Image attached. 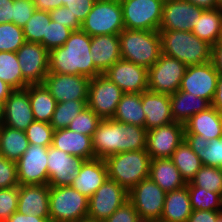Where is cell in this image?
I'll list each match as a JSON object with an SVG mask.
<instances>
[{"instance_id":"6da1fadb","label":"cell","mask_w":222,"mask_h":222,"mask_svg":"<svg viewBox=\"0 0 222 222\" xmlns=\"http://www.w3.org/2000/svg\"><path fill=\"white\" fill-rule=\"evenodd\" d=\"M147 129L132 124H124L111 119H102L92 136L95 158L107 157L146 149Z\"/></svg>"},{"instance_id":"7a4b0ae2","label":"cell","mask_w":222,"mask_h":222,"mask_svg":"<svg viewBox=\"0 0 222 222\" xmlns=\"http://www.w3.org/2000/svg\"><path fill=\"white\" fill-rule=\"evenodd\" d=\"M90 46L91 37L86 32L73 31L63 46L49 51V72L89 78L102 74L90 57Z\"/></svg>"},{"instance_id":"3957f363","label":"cell","mask_w":222,"mask_h":222,"mask_svg":"<svg viewBox=\"0 0 222 222\" xmlns=\"http://www.w3.org/2000/svg\"><path fill=\"white\" fill-rule=\"evenodd\" d=\"M161 53L183 62L186 66L212 61V45L191 31L159 30Z\"/></svg>"},{"instance_id":"277c9868","label":"cell","mask_w":222,"mask_h":222,"mask_svg":"<svg viewBox=\"0 0 222 222\" xmlns=\"http://www.w3.org/2000/svg\"><path fill=\"white\" fill-rule=\"evenodd\" d=\"M104 160L108 179L116 181L128 192L149 177L151 158L146 149L114 154Z\"/></svg>"},{"instance_id":"5b68a950","label":"cell","mask_w":222,"mask_h":222,"mask_svg":"<svg viewBox=\"0 0 222 222\" xmlns=\"http://www.w3.org/2000/svg\"><path fill=\"white\" fill-rule=\"evenodd\" d=\"M121 59L149 69L161 54L159 31L123 29L119 33Z\"/></svg>"},{"instance_id":"8992f818","label":"cell","mask_w":222,"mask_h":222,"mask_svg":"<svg viewBox=\"0 0 222 222\" xmlns=\"http://www.w3.org/2000/svg\"><path fill=\"white\" fill-rule=\"evenodd\" d=\"M89 198L71 186H49L50 222H77L88 216Z\"/></svg>"},{"instance_id":"52a82bcc","label":"cell","mask_w":222,"mask_h":222,"mask_svg":"<svg viewBox=\"0 0 222 222\" xmlns=\"http://www.w3.org/2000/svg\"><path fill=\"white\" fill-rule=\"evenodd\" d=\"M124 27L120 0H96L82 22L81 30L90 37L119 34Z\"/></svg>"},{"instance_id":"ba28073f","label":"cell","mask_w":222,"mask_h":222,"mask_svg":"<svg viewBox=\"0 0 222 222\" xmlns=\"http://www.w3.org/2000/svg\"><path fill=\"white\" fill-rule=\"evenodd\" d=\"M120 3L126 29L159 31L164 0H120Z\"/></svg>"},{"instance_id":"9c48e42d","label":"cell","mask_w":222,"mask_h":222,"mask_svg":"<svg viewBox=\"0 0 222 222\" xmlns=\"http://www.w3.org/2000/svg\"><path fill=\"white\" fill-rule=\"evenodd\" d=\"M187 66L176 58L160 54L158 61L148 69V90L171 95L181 86Z\"/></svg>"},{"instance_id":"30bf717a","label":"cell","mask_w":222,"mask_h":222,"mask_svg":"<svg viewBox=\"0 0 222 222\" xmlns=\"http://www.w3.org/2000/svg\"><path fill=\"white\" fill-rule=\"evenodd\" d=\"M166 192L150 177L143 179L128 192V201L141 220L155 221L162 216Z\"/></svg>"},{"instance_id":"8fae6325","label":"cell","mask_w":222,"mask_h":222,"mask_svg":"<svg viewBox=\"0 0 222 222\" xmlns=\"http://www.w3.org/2000/svg\"><path fill=\"white\" fill-rule=\"evenodd\" d=\"M123 91L104 74L90 78L87 106L101 119H111Z\"/></svg>"},{"instance_id":"7c38bea8","label":"cell","mask_w":222,"mask_h":222,"mask_svg":"<svg viewBox=\"0 0 222 222\" xmlns=\"http://www.w3.org/2000/svg\"><path fill=\"white\" fill-rule=\"evenodd\" d=\"M16 55L24 77V88L43 84L49 73V51L41 43L25 42Z\"/></svg>"},{"instance_id":"4fadbf2b","label":"cell","mask_w":222,"mask_h":222,"mask_svg":"<svg viewBox=\"0 0 222 222\" xmlns=\"http://www.w3.org/2000/svg\"><path fill=\"white\" fill-rule=\"evenodd\" d=\"M126 201L128 191L116 181L107 179L89 198L87 217L103 222Z\"/></svg>"},{"instance_id":"5bb4252c","label":"cell","mask_w":222,"mask_h":222,"mask_svg":"<svg viewBox=\"0 0 222 222\" xmlns=\"http://www.w3.org/2000/svg\"><path fill=\"white\" fill-rule=\"evenodd\" d=\"M16 164L19 185L48 184V147L30 144Z\"/></svg>"},{"instance_id":"9a60e30c","label":"cell","mask_w":222,"mask_h":222,"mask_svg":"<svg viewBox=\"0 0 222 222\" xmlns=\"http://www.w3.org/2000/svg\"><path fill=\"white\" fill-rule=\"evenodd\" d=\"M184 133V124L178 122L147 130L146 150L151 160L171 158L184 141Z\"/></svg>"},{"instance_id":"2e32d148","label":"cell","mask_w":222,"mask_h":222,"mask_svg":"<svg viewBox=\"0 0 222 222\" xmlns=\"http://www.w3.org/2000/svg\"><path fill=\"white\" fill-rule=\"evenodd\" d=\"M90 78L85 75H69L49 72L43 85L57 103L69 100H88Z\"/></svg>"},{"instance_id":"e0dca14e","label":"cell","mask_w":222,"mask_h":222,"mask_svg":"<svg viewBox=\"0 0 222 222\" xmlns=\"http://www.w3.org/2000/svg\"><path fill=\"white\" fill-rule=\"evenodd\" d=\"M218 72L212 61L187 66L180 90L207 99L212 103L218 82Z\"/></svg>"},{"instance_id":"ac0fdd59","label":"cell","mask_w":222,"mask_h":222,"mask_svg":"<svg viewBox=\"0 0 222 222\" xmlns=\"http://www.w3.org/2000/svg\"><path fill=\"white\" fill-rule=\"evenodd\" d=\"M203 11L187 0H164L159 30L192 31Z\"/></svg>"},{"instance_id":"d6986e66","label":"cell","mask_w":222,"mask_h":222,"mask_svg":"<svg viewBox=\"0 0 222 222\" xmlns=\"http://www.w3.org/2000/svg\"><path fill=\"white\" fill-rule=\"evenodd\" d=\"M123 93H142L148 90V69L120 59L103 73Z\"/></svg>"},{"instance_id":"ffe728a7","label":"cell","mask_w":222,"mask_h":222,"mask_svg":"<svg viewBox=\"0 0 222 222\" xmlns=\"http://www.w3.org/2000/svg\"><path fill=\"white\" fill-rule=\"evenodd\" d=\"M84 161L83 158L72 156L50 145L48 147V185L71 186Z\"/></svg>"},{"instance_id":"44dd1931","label":"cell","mask_w":222,"mask_h":222,"mask_svg":"<svg viewBox=\"0 0 222 222\" xmlns=\"http://www.w3.org/2000/svg\"><path fill=\"white\" fill-rule=\"evenodd\" d=\"M34 121L29 100V85L23 89L12 90L4 102L2 125L25 131Z\"/></svg>"},{"instance_id":"7402d4cb","label":"cell","mask_w":222,"mask_h":222,"mask_svg":"<svg viewBox=\"0 0 222 222\" xmlns=\"http://www.w3.org/2000/svg\"><path fill=\"white\" fill-rule=\"evenodd\" d=\"M17 211L21 214L50 218L49 185H19Z\"/></svg>"},{"instance_id":"603a6c76","label":"cell","mask_w":222,"mask_h":222,"mask_svg":"<svg viewBox=\"0 0 222 222\" xmlns=\"http://www.w3.org/2000/svg\"><path fill=\"white\" fill-rule=\"evenodd\" d=\"M141 102L145 113L144 127L147 130L174 122L171 113L170 95L147 90L141 93Z\"/></svg>"},{"instance_id":"cb8c5ba5","label":"cell","mask_w":222,"mask_h":222,"mask_svg":"<svg viewBox=\"0 0 222 222\" xmlns=\"http://www.w3.org/2000/svg\"><path fill=\"white\" fill-rule=\"evenodd\" d=\"M107 179L108 171L105 160L93 158L82 163L71 187L90 198Z\"/></svg>"},{"instance_id":"d4e9b609","label":"cell","mask_w":222,"mask_h":222,"mask_svg":"<svg viewBox=\"0 0 222 222\" xmlns=\"http://www.w3.org/2000/svg\"><path fill=\"white\" fill-rule=\"evenodd\" d=\"M90 51L94 66L103 74L121 59L119 34L92 36Z\"/></svg>"},{"instance_id":"484cf974","label":"cell","mask_w":222,"mask_h":222,"mask_svg":"<svg viewBox=\"0 0 222 222\" xmlns=\"http://www.w3.org/2000/svg\"><path fill=\"white\" fill-rule=\"evenodd\" d=\"M52 146L84 160L95 158L92 137L74 132L68 128L53 132Z\"/></svg>"},{"instance_id":"4316f807","label":"cell","mask_w":222,"mask_h":222,"mask_svg":"<svg viewBox=\"0 0 222 222\" xmlns=\"http://www.w3.org/2000/svg\"><path fill=\"white\" fill-rule=\"evenodd\" d=\"M184 126V134L201 135L209 141L222 138V114L213 106L193 115Z\"/></svg>"},{"instance_id":"83f0119b","label":"cell","mask_w":222,"mask_h":222,"mask_svg":"<svg viewBox=\"0 0 222 222\" xmlns=\"http://www.w3.org/2000/svg\"><path fill=\"white\" fill-rule=\"evenodd\" d=\"M170 103L174 122L181 124H185L193 115L211 107V103L207 99L180 89L170 95Z\"/></svg>"},{"instance_id":"f1b7e54d","label":"cell","mask_w":222,"mask_h":222,"mask_svg":"<svg viewBox=\"0 0 222 222\" xmlns=\"http://www.w3.org/2000/svg\"><path fill=\"white\" fill-rule=\"evenodd\" d=\"M149 177L166 193L187 185L170 158L152 159L150 161Z\"/></svg>"},{"instance_id":"f546056e","label":"cell","mask_w":222,"mask_h":222,"mask_svg":"<svg viewBox=\"0 0 222 222\" xmlns=\"http://www.w3.org/2000/svg\"><path fill=\"white\" fill-rule=\"evenodd\" d=\"M184 140L204 166L222 168V138L209 141L201 135L184 134Z\"/></svg>"},{"instance_id":"4dcf8cb0","label":"cell","mask_w":222,"mask_h":222,"mask_svg":"<svg viewBox=\"0 0 222 222\" xmlns=\"http://www.w3.org/2000/svg\"><path fill=\"white\" fill-rule=\"evenodd\" d=\"M192 211L188 187L185 186L166 193L160 219L167 222H187Z\"/></svg>"},{"instance_id":"1f68e13d","label":"cell","mask_w":222,"mask_h":222,"mask_svg":"<svg viewBox=\"0 0 222 222\" xmlns=\"http://www.w3.org/2000/svg\"><path fill=\"white\" fill-rule=\"evenodd\" d=\"M191 32L212 46L219 42L222 39V8L204 10Z\"/></svg>"},{"instance_id":"d6a6232c","label":"cell","mask_w":222,"mask_h":222,"mask_svg":"<svg viewBox=\"0 0 222 222\" xmlns=\"http://www.w3.org/2000/svg\"><path fill=\"white\" fill-rule=\"evenodd\" d=\"M112 119L120 123L144 127L145 113L141 93H123Z\"/></svg>"},{"instance_id":"836d02e7","label":"cell","mask_w":222,"mask_h":222,"mask_svg":"<svg viewBox=\"0 0 222 222\" xmlns=\"http://www.w3.org/2000/svg\"><path fill=\"white\" fill-rule=\"evenodd\" d=\"M29 145L25 131L0 125V155L4 158L17 162Z\"/></svg>"},{"instance_id":"e575fe53","label":"cell","mask_w":222,"mask_h":222,"mask_svg":"<svg viewBox=\"0 0 222 222\" xmlns=\"http://www.w3.org/2000/svg\"><path fill=\"white\" fill-rule=\"evenodd\" d=\"M29 100L35 121L50 123L57 102L43 84L29 85Z\"/></svg>"},{"instance_id":"d590c367","label":"cell","mask_w":222,"mask_h":222,"mask_svg":"<svg viewBox=\"0 0 222 222\" xmlns=\"http://www.w3.org/2000/svg\"><path fill=\"white\" fill-rule=\"evenodd\" d=\"M186 183H189L203 166L200 158L184 140L173 152L171 158Z\"/></svg>"},{"instance_id":"8d00e7d4","label":"cell","mask_w":222,"mask_h":222,"mask_svg":"<svg viewBox=\"0 0 222 222\" xmlns=\"http://www.w3.org/2000/svg\"><path fill=\"white\" fill-rule=\"evenodd\" d=\"M0 79L13 90L24 88L22 76L16 52H0Z\"/></svg>"},{"instance_id":"74e56055","label":"cell","mask_w":222,"mask_h":222,"mask_svg":"<svg viewBox=\"0 0 222 222\" xmlns=\"http://www.w3.org/2000/svg\"><path fill=\"white\" fill-rule=\"evenodd\" d=\"M88 100H69L57 103L50 125L54 131L67 128L70 122L87 107Z\"/></svg>"},{"instance_id":"f35d334b","label":"cell","mask_w":222,"mask_h":222,"mask_svg":"<svg viewBox=\"0 0 222 222\" xmlns=\"http://www.w3.org/2000/svg\"><path fill=\"white\" fill-rule=\"evenodd\" d=\"M187 187H201L222 196V168L202 166Z\"/></svg>"},{"instance_id":"ab89813d","label":"cell","mask_w":222,"mask_h":222,"mask_svg":"<svg viewBox=\"0 0 222 222\" xmlns=\"http://www.w3.org/2000/svg\"><path fill=\"white\" fill-rule=\"evenodd\" d=\"M192 210H222V196L201 187H188Z\"/></svg>"},{"instance_id":"60d3db41","label":"cell","mask_w":222,"mask_h":222,"mask_svg":"<svg viewBox=\"0 0 222 222\" xmlns=\"http://www.w3.org/2000/svg\"><path fill=\"white\" fill-rule=\"evenodd\" d=\"M50 21L49 11L35 10L23 27L25 41L43 45V36H46L47 23H50Z\"/></svg>"},{"instance_id":"b9f144b4","label":"cell","mask_w":222,"mask_h":222,"mask_svg":"<svg viewBox=\"0 0 222 222\" xmlns=\"http://www.w3.org/2000/svg\"><path fill=\"white\" fill-rule=\"evenodd\" d=\"M25 42L23 28L14 23L0 24V52H17Z\"/></svg>"},{"instance_id":"7bdbcfd3","label":"cell","mask_w":222,"mask_h":222,"mask_svg":"<svg viewBox=\"0 0 222 222\" xmlns=\"http://www.w3.org/2000/svg\"><path fill=\"white\" fill-rule=\"evenodd\" d=\"M101 120L102 119L87 106L70 122L67 128L92 137Z\"/></svg>"},{"instance_id":"ee69618b","label":"cell","mask_w":222,"mask_h":222,"mask_svg":"<svg viewBox=\"0 0 222 222\" xmlns=\"http://www.w3.org/2000/svg\"><path fill=\"white\" fill-rule=\"evenodd\" d=\"M54 129L50 123L34 121L25 130L30 144L49 147L52 145Z\"/></svg>"},{"instance_id":"f6af8a7d","label":"cell","mask_w":222,"mask_h":222,"mask_svg":"<svg viewBox=\"0 0 222 222\" xmlns=\"http://www.w3.org/2000/svg\"><path fill=\"white\" fill-rule=\"evenodd\" d=\"M72 32V29L51 20L50 23H47L46 36H43V46L48 51L61 47Z\"/></svg>"},{"instance_id":"bcb514c9","label":"cell","mask_w":222,"mask_h":222,"mask_svg":"<svg viewBox=\"0 0 222 222\" xmlns=\"http://www.w3.org/2000/svg\"><path fill=\"white\" fill-rule=\"evenodd\" d=\"M19 186L0 189V222H5L17 211Z\"/></svg>"},{"instance_id":"7dc6e473","label":"cell","mask_w":222,"mask_h":222,"mask_svg":"<svg viewBox=\"0 0 222 222\" xmlns=\"http://www.w3.org/2000/svg\"><path fill=\"white\" fill-rule=\"evenodd\" d=\"M19 186L16 162L0 155V189Z\"/></svg>"},{"instance_id":"c3c4849f","label":"cell","mask_w":222,"mask_h":222,"mask_svg":"<svg viewBox=\"0 0 222 222\" xmlns=\"http://www.w3.org/2000/svg\"><path fill=\"white\" fill-rule=\"evenodd\" d=\"M35 6L33 1L14 0L13 2V23L23 28L32 17Z\"/></svg>"},{"instance_id":"681fc988","label":"cell","mask_w":222,"mask_h":222,"mask_svg":"<svg viewBox=\"0 0 222 222\" xmlns=\"http://www.w3.org/2000/svg\"><path fill=\"white\" fill-rule=\"evenodd\" d=\"M49 14L51 20L65 25L73 31L81 30L82 23L77 19V17H73V15L69 12V8L66 6L53 9L49 11Z\"/></svg>"},{"instance_id":"f907efd6","label":"cell","mask_w":222,"mask_h":222,"mask_svg":"<svg viewBox=\"0 0 222 222\" xmlns=\"http://www.w3.org/2000/svg\"><path fill=\"white\" fill-rule=\"evenodd\" d=\"M96 0H62V6L69 8L73 17L82 23L91 11Z\"/></svg>"},{"instance_id":"816d5d0a","label":"cell","mask_w":222,"mask_h":222,"mask_svg":"<svg viewBox=\"0 0 222 222\" xmlns=\"http://www.w3.org/2000/svg\"><path fill=\"white\" fill-rule=\"evenodd\" d=\"M141 219L134 206L126 201L109 218L103 222H139Z\"/></svg>"},{"instance_id":"f5cc1de1","label":"cell","mask_w":222,"mask_h":222,"mask_svg":"<svg viewBox=\"0 0 222 222\" xmlns=\"http://www.w3.org/2000/svg\"><path fill=\"white\" fill-rule=\"evenodd\" d=\"M221 211L193 210L187 222H217Z\"/></svg>"},{"instance_id":"db71d44e","label":"cell","mask_w":222,"mask_h":222,"mask_svg":"<svg viewBox=\"0 0 222 222\" xmlns=\"http://www.w3.org/2000/svg\"><path fill=\"white\" fill-rule=\"evenodd\" d=\"M14 0H0V24L13 23Z\"/></svg>"},{"instance_id":"11a10c76","label":"cell","mask_w":222,"mask_h":222,"mask_svg":"<svg viewBox=\"0 0 222 222\" xmlns=\"http://www.w3.org/2000/svg\"><path fill=\"white\" fill-rule=\"evenodd\" d=\"M5 222H50V218H41L36 215L14 212Z\"/></svg>"},{"instance_id":"9f6ffc18","label":"cell","mask_w":222,"mask_h":222,"mask_svg":"<svg viewBox=\"0 0 222 222\" xmlns=\"http://www.w3.org/2000/svg\"><path fill=\"white\" fill-rule=\"evenodd\" d=\"M212 63L219 75H222V40L212 46Z\"/></svg>"},{"instance_id":"6f0895ef","label":"cell","mask_w":222,"mask_h":222,"mask_svg":"<svg viewBox=\"0 0 222 222\" xmlns=\"http://www.w3.org/2000/svg\"><path fill=\"white\" fill-rule=\"evenodd\" d=\"M36 10L51 11L62 7V0H33Z\"/></svg>"},{"instance_id":"680465c9","label":"cell","mask_w":222,"mask_h":222,"mask_svg":"<svg viewBox=\"0 0 222 222\" xmlns=\"http://www.w3.org/2000/svg\"><path fill=\"white\" fill-rule=\"evenodd\" d=\"M211 106L222 114V75L218 76L217 88Z\"/></svg>"},{"instance_id":"91938a15","label":"cell","mask_w":222,"mask_h":222,"mask_svg":"<svg viewBox=\"0 0 222 222\" xmlns=\"http://www.w3.org/2000/svg\"><path fill=\"white\" fill-rule=\"evenodd\" d=\"M187 1L204 10H212L218 8L216 6V0H187Z\"/></svg>"},{"instance_id":"94428289","label":"cell","mask_w":222,"mask_h":222,"mask_svg":"<svg viewBox=\"0 0 222 222\" xmlns=\"http://www.w3.org/2000/svg\"><path fill=\"white\" fill-rule=\"evenodd\" d=\"M13 89L0 79V101L5 102Z\"/></svg>"},{"instance_id":"6125c7cd","label":"cell","mask_w":222,"mask_h":222,"mask_svg":"<svg viewBox=\"0 0 222 222\" xmlns=\"http://www.w3.org/2000/svg\"><path fill=\"white\" fill-rule=\"evenodd\" d=\"M4 117V103L0 101V125H2Z\"/></svg>"},{"instance_id":"be15d7a7","label":"cell","mask_w":222,"mask_h":222,"mask_svg":"<svg viewBox=\"0 0 222 222\" xmlns=\"http://www.w3.org/2000/svg\"><path fill=\"white\" fill-rule=\"evenodd\" d=\"M77 222H102V221H97V220L91 219L89 217H86V218H83Z\"/></svg>"},{"instance_id":"e7e4bbea","label":"cell","mask_w":222,"mask_h":222,"mask_svg":"<svg viewBox=\"0 0 222 222\" xmlns=\"http://www.w3.org/2000/svg\"><path fill=\"white\" fill-rule=\"evenodd\" d=\"M216 6L222 8V0H216Z\"/></svg>"},{"instance_id":"03108f58","label":"cell","mask_w":222,"mask_h":222,"mask_svg":"<svg viewBox=\"0 0 222 222\" xmlns=\"http://www.w3.org/2000/svg\"><path fill=\"white\" fill-rule=\"evenodd\" d=\"M153 222H167V221H164V220H162V219H159V220H155V221H153Z\"/></svg>"},{"instance_id":"003e7915","label":"cell","mask_w":222,"mask_h":222,"mask_svg":"<svg viewBox=\"0 0 222 222\" xmlns=\"http://www.w3.org/2000/svg\"><path fill=\"white\" fill-rule=\"evenodd\" d=\"M139 222H153V221L140 220Z\"/></svg>"},{"instance_id":"a7ac6f4b","label":"cell","mask_w":222,"mask_h":222,"mask_svg":"<svg viewBox=\"0 0 222 222\" xmlns=\"http://www.w3.org/2000/svg\"><path fill=\"white\" fill-rule=\"evenodd\" d=\"M217 222H222V217L220 216Z\"/></svg>"}]
</instances>
